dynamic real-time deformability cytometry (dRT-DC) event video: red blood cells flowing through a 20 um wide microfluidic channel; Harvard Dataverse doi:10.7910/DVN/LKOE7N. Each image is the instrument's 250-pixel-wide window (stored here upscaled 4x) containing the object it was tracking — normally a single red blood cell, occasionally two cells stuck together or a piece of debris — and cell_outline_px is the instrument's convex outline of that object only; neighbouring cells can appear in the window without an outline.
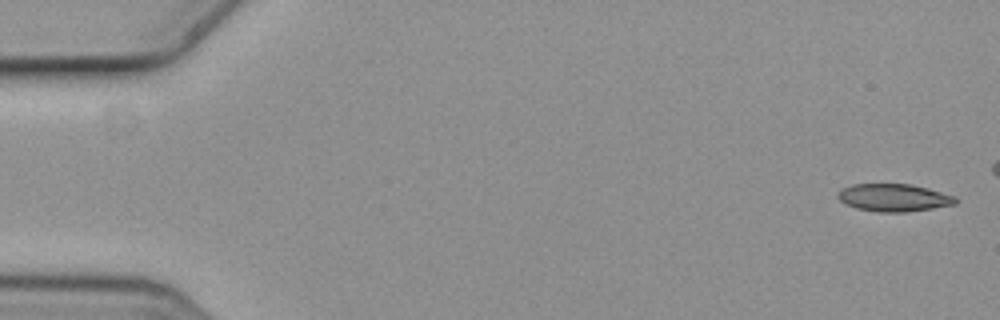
{"species": "common noctule bat (a hibernating species)", "species_latin": "Nyctalus noctula", "temperature_condition": "cold", "stored_images_in_passage": 6, "camera_frame_rate_fps": 3000, "um_per_image_px": 0.085, "animal": {"sex": "female", "body_mass_g": 19.3, "forearm_length_mm": 54.1}, "frame": {"image": 1, "passage_image": 1, "time_ms": 0.0, "image_size_px": [1000, 320], "cell_outline_px": [[956, 204], [908, 212], [876, 212], [856, 208], [840, 200], [836, 196], [844, 188], [852, 184], [912, 184], [956, 196]], "centroid_in_image_um": [75.99, 16.8], "position_along_channel_um": 9.0, "area_um2": 18.79}}
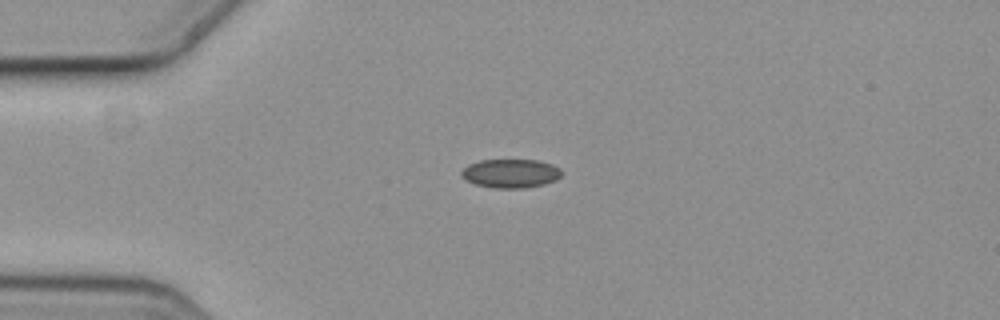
{"frame": {"image": 2, "passage_image": 6, "time_ms": 1.667, "image_size_px": [1000, 320], "cell_outline_px": [[560, 176], [556, 180], [544, 184], [524, 188], [496, 188], [476, 184], [468, 180], [460, 172], [468, 164], [480, 160], [540, 160], [552, 164], [560, 168]], "centroid_in_image_um": [43.43, 14.73], "position_along_channel_um": 41.6, "area_um2": 16.65}}